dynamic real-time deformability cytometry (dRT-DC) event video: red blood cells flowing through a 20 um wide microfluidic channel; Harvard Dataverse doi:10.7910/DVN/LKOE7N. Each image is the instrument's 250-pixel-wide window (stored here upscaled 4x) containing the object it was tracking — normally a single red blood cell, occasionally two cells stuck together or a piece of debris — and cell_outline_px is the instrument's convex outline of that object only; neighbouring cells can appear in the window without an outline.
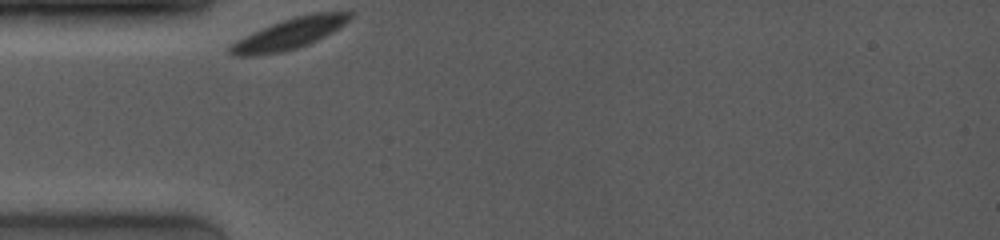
{"species": "common noctule bat (a hibernating species)", "species_latin": "Nyctalus noctula", "temperature_condition": "room temperature", "stored_images_in_passage": 2, "camera_frame_rate_fps": 4000, "um_per_image_px": 0.085, "animal": {"sex": "female", "body_mass_g": 19.0, "forearm_length_mm": 53.3}, "frame": {"image": 1, "passage_image": 1, "time_ms": 0.0, "image_size_px": [1000, 240], "cell_outline_px": [[352, 16], [344, 24], [324, 36], [308, 44], [284, 52], [252, 56], [232, 56], [228, 52], [228, 48], [232, 44], [244, 36], [252, 32], [272, 24], [296, 16], [316, 12], [352, 12]], "centroid_in_image_um": [24.55, 2.88], "position_along_channel_um": 60.4, "area_um2": 21.15}}
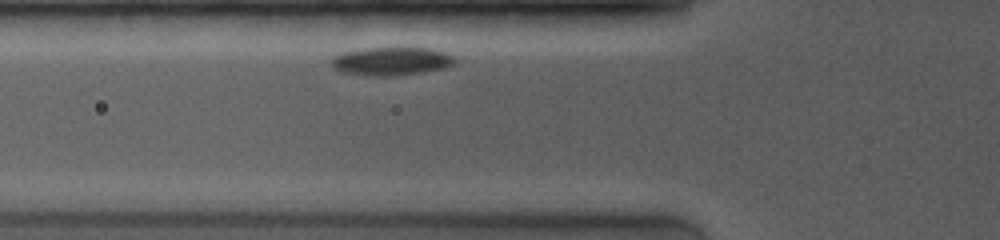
{"frame": {"image": 2, "passage_image": 2, "time_ms": 1.0, "image_size_px": [1000, 240], "cell_outline_px": [[456, 64], [444, 68], [420, 72], [392, 76], [368, 76], [344, 72], [336, 68], [332, 64], [332, 56], [344, 52], [364, 48], [432, 48], [444, 52], [452, 56], [456, 60]], "centroid_in_image_um": [33.29, 5.2], "position_along_channel_um": 92.5, "area_um2": 20.17}}